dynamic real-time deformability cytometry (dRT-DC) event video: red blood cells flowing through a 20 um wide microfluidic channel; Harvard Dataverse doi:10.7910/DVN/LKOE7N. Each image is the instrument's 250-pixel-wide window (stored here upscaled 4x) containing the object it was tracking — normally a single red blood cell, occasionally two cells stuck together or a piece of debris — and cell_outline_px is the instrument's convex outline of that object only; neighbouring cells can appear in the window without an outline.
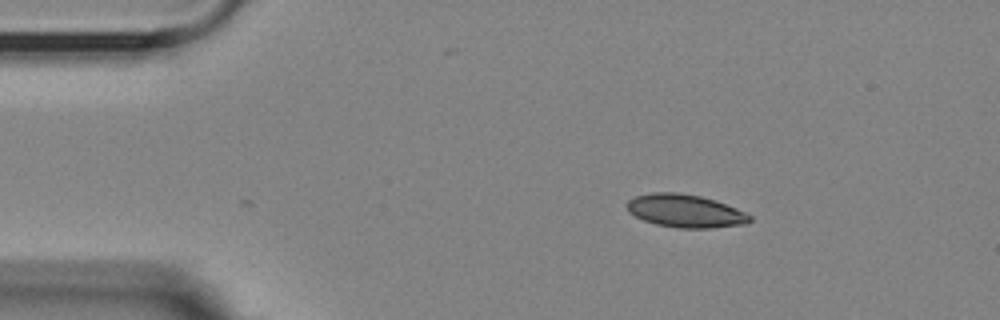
{"species": "Egyptian fruit bat (a non-hibernating species)", "species_latin": "Rousettus aegyptiacus", "temperature_condition": "room temperature", "stored_images_in_passage": 36, "camera_frame_rate_fps": 3000, "um_per_image_px": 0.085, "animal": {"sex": "female"}, "frame": {"image": 1, "passage_image": 1, "time_ms": 0.0, "image_size_px": [1000, 320], "cell_outline_px": [[752, 220], [748, 224], [708, 228], [676, 228], [656, 224], [644, 220], [628, 212], [628, 200], [636, 196], [652, 192], [680, 192], [700, 196], [716, 200], [736, 208], [752, 216]], "centroid_in_image_um": [58.28, 17.93], "position_along_channel_um": 26.7, "area_um2": 23.7}}
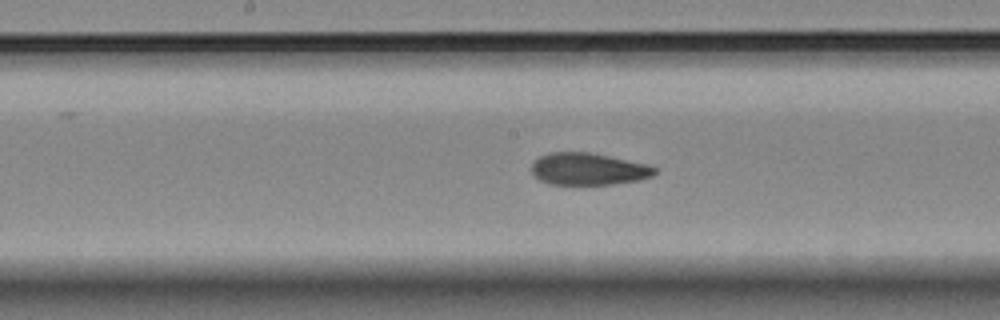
{"frame": {"image": 2, "passage_image": 20, "time_ms": 6.333, "image_size_px": [1000, 320], "cell_outline_px": [[656, 172], [652, 176], [640, 180], [612, 184], [548, 184], [532, 176], [532, 164], [540, 156], [548, 152], [588, 152], [648, 164], [656, 168]], "centroid_in_image_um": [49.99, 14.37], "position_along_channel_um": 198.2, "area_um2": 23.0}}
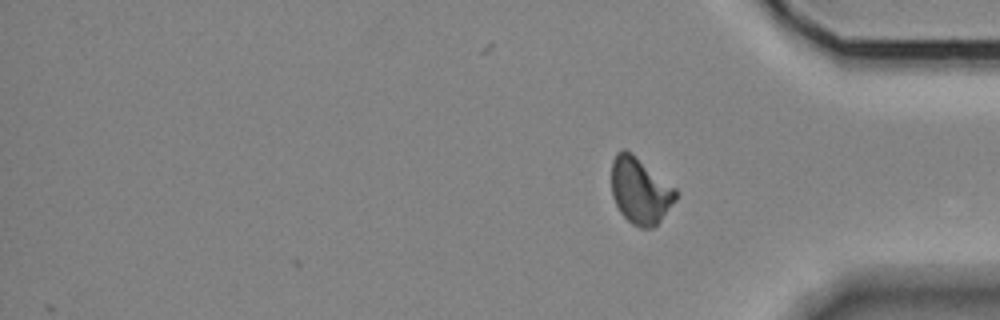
{"frame": {"image": 3, "passage_image": 36, "time_ms": 11.667, "image_size_px": [1000, 320], "cell_outline_px": [[676, 200], [660, 220], [652, 228], [640, 228], [632, 224], [620, 212], [612, 196], [612, 160], [616, 152], [624, 148], [632, 152], [676, 188]], "centroid_in_image_um": [54.4, 16.18], "position_along_channel_um": 380.8, "area_um2": 24.85}, "authors_computed_cell_mechanics": {"area_um2": 24.1315, "velocity_mm_per_s": 3.5921, "shape_relaxation_time_tau1_ms": 8.4031, "shape_relaxation_time_tau2_ms": 1.4752, "deformation_change_tau1": 0.185, "deformation_change_tau2": 0.0719}}